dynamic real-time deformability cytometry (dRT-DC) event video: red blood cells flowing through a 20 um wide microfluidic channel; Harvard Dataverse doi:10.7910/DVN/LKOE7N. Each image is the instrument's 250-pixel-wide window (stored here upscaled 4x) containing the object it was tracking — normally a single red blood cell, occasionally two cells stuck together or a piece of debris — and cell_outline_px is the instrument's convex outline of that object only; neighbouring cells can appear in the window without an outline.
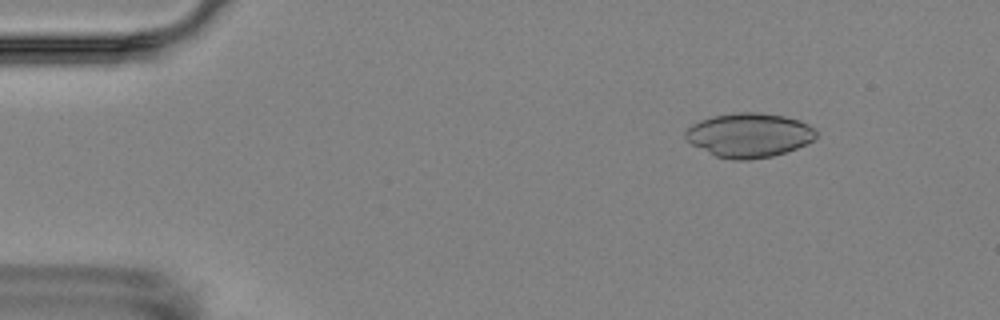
{"species": "Egyptian fruit bat (a non-hibernating species)", "species_latin": "Rousettus aegyptiacus", "temperature_condition": "room temperature", "stored_images_in_passage": 5, "camera_frame_rate_fps": 3000, "um_per_image_px": 0.085, "animal": {"sex": "female"}, "frame": {"image": 1, "passage_image": 2, "time_ms": 1.0, "image_size_px": [1000, 320], "cell_outline_px": [[816, 136], [812, 140], [796, 148], [772, 156], [748, 160], [732, 160], [716, 156], [692, 144], [684, 136], [684, 132], [692, 124], [700, 120], [712, 116], [740, 112], [756, 112], [784, 116], [800, 120], [816, 128]], "centroid_in_image_um": [63.67, 11.48], "position_along_channel_um": 21.3, "area_um2": 33.52}}